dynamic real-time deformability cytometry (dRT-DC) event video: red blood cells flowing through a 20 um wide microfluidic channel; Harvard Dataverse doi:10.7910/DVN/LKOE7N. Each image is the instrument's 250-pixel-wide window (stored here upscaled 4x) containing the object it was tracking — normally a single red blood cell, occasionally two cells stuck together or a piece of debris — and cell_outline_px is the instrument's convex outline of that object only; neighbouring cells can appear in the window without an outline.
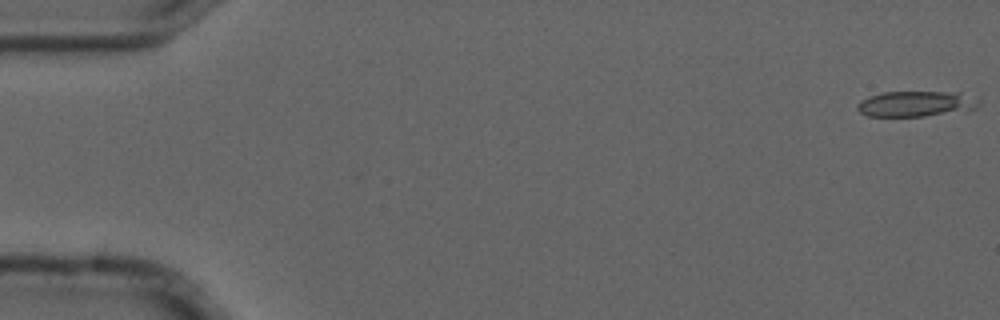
{"species": "common noctule bat (a hibernating species)", "species_latin": "Nyctalus noctula", "temperature_condition": "cold", "stored_images_in_passage": 4, "camera_frame_rate_fps": 3000, "um_per_image_px": 0.085, "animal": {"sex": "male", "forearm_length_mm": 52.5}, "frame": {"image": 1, "passage_image": 1, "time_ms": 0.0, "image_size_px": [1000, 320], "cell_outline_px": [[980, 104], [976, 108], [968, 112], [924, 116], [868, 116], [860, 112], [856, 108], [856, 104], [860, 100], [868, 96], [884, 92], [960, 92], [980, 96]], "centroid_in_image_um": [77.98, 8.82], "position_along_channel_um": 7.0, "area_um2": 18.79}}